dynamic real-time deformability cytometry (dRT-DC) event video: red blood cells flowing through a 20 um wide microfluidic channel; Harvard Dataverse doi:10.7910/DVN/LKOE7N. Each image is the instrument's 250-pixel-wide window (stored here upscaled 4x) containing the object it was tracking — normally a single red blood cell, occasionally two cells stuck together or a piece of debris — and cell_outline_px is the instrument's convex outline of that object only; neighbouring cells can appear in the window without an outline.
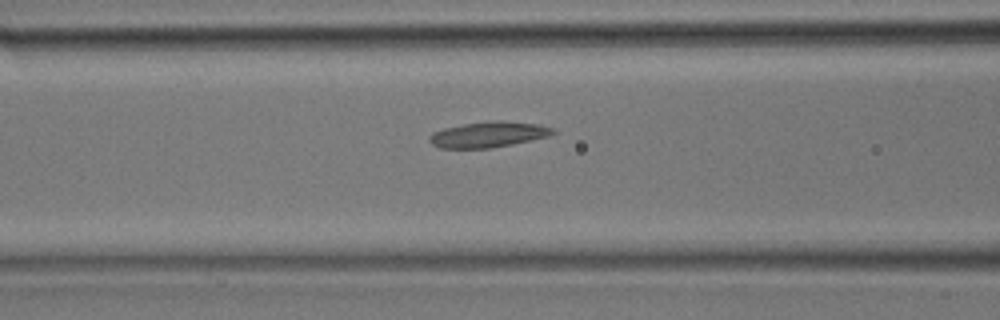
{"species": "common noctule bat (a hibernating species)", "species_latin": "Nyctalus noctula", "temperature_condition": "room temperature", "stored_images_in_passage": 10, "camera_frame_rate_fps": 3000, "um_per_image_px": 0.085, "animal": {"sex": "male", "body_mass_g": 17.9}, "frame": {"image": 1, "passage_image": 5, "time_ms": 1.333, "image_size_px": [1000, 320], "cell_outline_px": [[556, 132], [548, 136], [532, 140], [492, 148], [440, 148], [432, 144], [428, 140], [428, 136], [432, 132], [444, 128], [464, 124], [488, 120], [500, 120], [540, 124], [556, 128]], "centroid_in_image_um": [41.53, 11.42], "position_along_channel_um": 125.1, "area_um2": 18.73}}
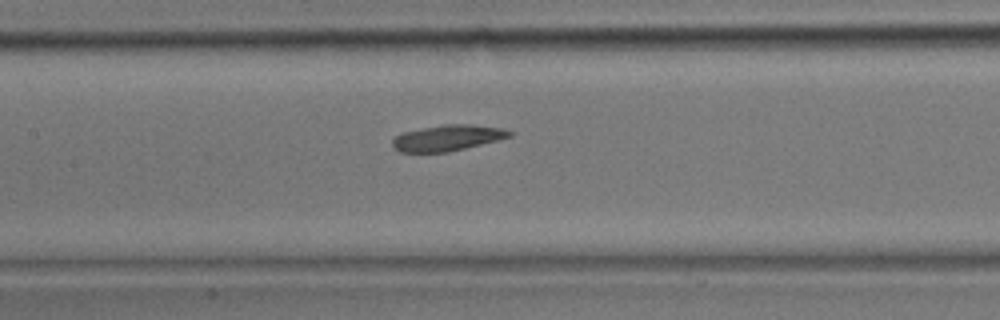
{"frame": {"image": 2, "passage_image": 7, "time_ms": 2.0, "image_size_px": [1000, 320], "cell_outline_px": [[512, 136], [500, 140], [448, 152], [400, 152], [392, 144], [392, 140], [396, 136], [404, 132], [444, 124], [472, 124], [504, 128], [512, 132]], "centroid_in_image_um": [38.1, 11.72], "position_along_channel_um": 169.3, "area_um2": 17.63}}